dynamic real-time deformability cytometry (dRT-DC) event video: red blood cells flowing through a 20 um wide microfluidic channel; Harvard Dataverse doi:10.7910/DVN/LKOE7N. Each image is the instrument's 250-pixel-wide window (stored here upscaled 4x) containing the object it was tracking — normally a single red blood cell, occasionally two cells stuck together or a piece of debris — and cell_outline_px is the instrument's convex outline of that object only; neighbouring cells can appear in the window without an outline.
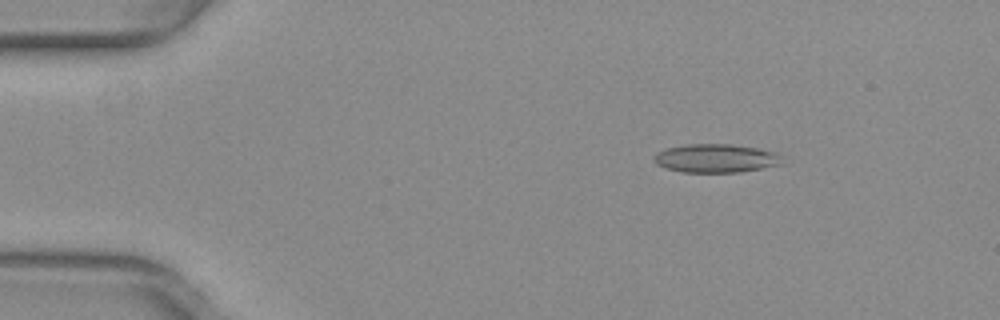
{"species": "common noctule bat (a hibernating species)", "species_latin": "Nyctalus noctula", "temperature_condition": "warm", "stored_images_in_passage": 52, "camera_frame_rate_fps": 3000, "um_per_image_px": 0.085, "animal": {"sex": "female", "body_mass_g": 29.2, "forearm_length_mm": 56.3}, "frame": {"image": 1, "passage_image": 8, "time_ms": 2.333, "image_size_px": [1000, 320], "cell_outline_px": [[784, 164], [740, 172], [680, 172], [664, 168], [656, 164], [652, 160], [652, 156], [656, 152], [664, 148], [688, 144], [732, 144], [760, 148], [780, 152], [784, 156]], "centroid_in_image_um": [60.88, 13.45], "position_along_channel_um": 24.1, "area_um2": 22.02}}
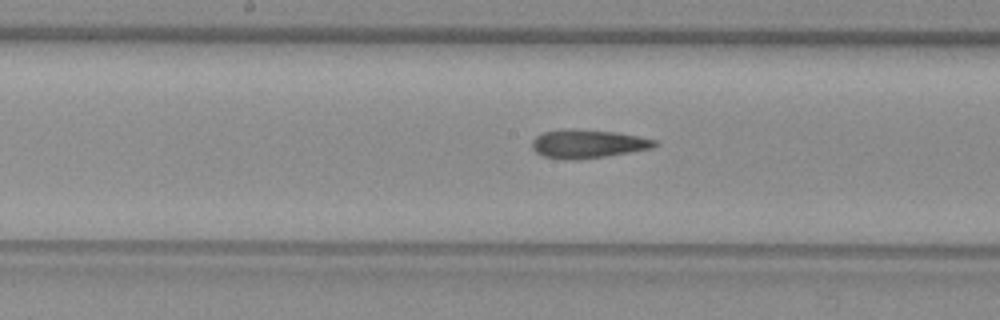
{"frame": {"image": 2, "passage_image": 27, "time_ms": 8.667, "image_size_px": [1000, 320], "cell_outline_px": [[660, 144], [652, 148], [604, 156], [576, 160], [564, 160], [544, 156], [536, 152], [532, 148], [532, 140], [540, 132], [564, 128], [576, 128], [616, 132], [656, 140]], "centroid_in_image_um": [49.91, 12.21], "position_along_channel_um": 198.3, "area_um2": 20.58}}
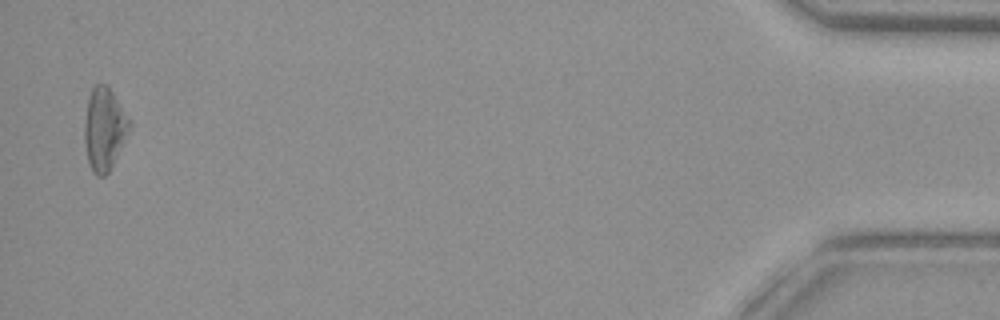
{"frame": {"image": 3, "passage_image": 51, "time_ms": 16.667, "image_size_px": [1000, 320], "cell_outline_px": [[132, 124], [108, 172], [104, 176], [96, 176], [92, 172], [88, 164], [84, 140], [84, 120], [88, 96], [92, 88], [96, 84], [104, 84], [112, 92]], "centroid_in_image_um": [8.82, 10.97], "position_along_channel_um": 426.4, "area_um2": 21.33}, "authors_computed_cell_mechanics": {"area_um2": 20.7213, "velocity_mm_per_s": 4.0087, "shape_relaxation_time_tau1_ms": null, "shape_relaxation_time_tau2_ms": 3.7504, "deformation_change_tau1": null, "deformation_change_tau2": 0.1514}}